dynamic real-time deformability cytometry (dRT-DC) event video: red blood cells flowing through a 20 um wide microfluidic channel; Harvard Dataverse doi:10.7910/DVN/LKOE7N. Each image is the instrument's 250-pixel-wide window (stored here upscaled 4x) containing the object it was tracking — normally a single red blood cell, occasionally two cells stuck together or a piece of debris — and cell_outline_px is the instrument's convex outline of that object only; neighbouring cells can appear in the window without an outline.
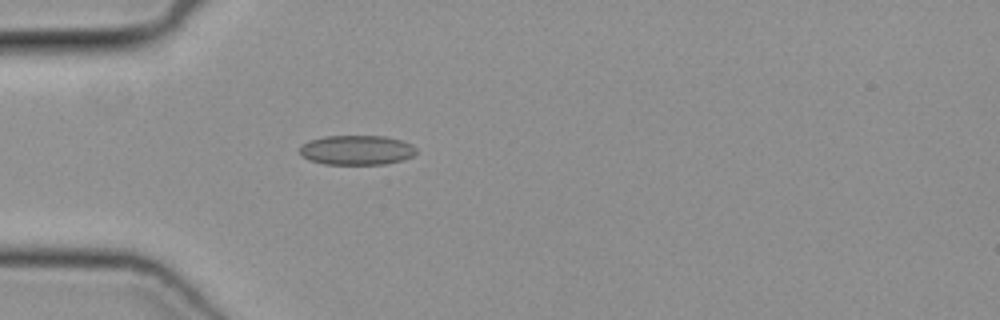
{"species": "common noctule bat (a hibernating species)", "species_latin": "Nyctalus noctula", "temperature_condition": "cold", "stored_images_in_passage": 39, "camera_frame_rate_fps": 3000, "um_per_image_px": 0.085, "animal": {"sex": "female", "body_mass_g": 19.3, "forearm_length_mm": 54.1}, "frame": {"image": 1, "passage_image": 7, "time_ms": 2.0, "image_size_px": [1000, 320], "cell_outline_px": [[416, 152], [412, 156], [404, 160], [384, 164], [324, 164], [308, 160], [300, 152], [300, 148], [308, 140], [324, 136], [384, 136], [400, 140], [412, 144], [416, 148]], "centroid_in_image_um": [30.33, 12.75], "position_along_channel_um": 54.7, "area_um2": 20.11}}
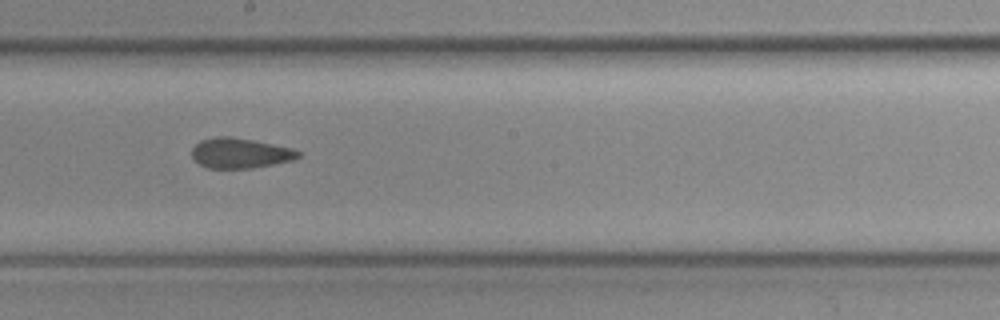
{"frame": {"image": 2, "passage_image": 20, "time_ms": 6.333, "image_size_px": [1000, 320], "cell_outline_px": [[300, 156], [292, 160], [252, 168], [208, 168], [200, 164], [192, 156], [192, 148], [200, 140], [216, 136], [232, 136], [292, 148], [300, 152]], "centroid_in_image_um": [20.39, 13.0], "position_along_channel_um": 227.8, "area_um2": 18.55}}
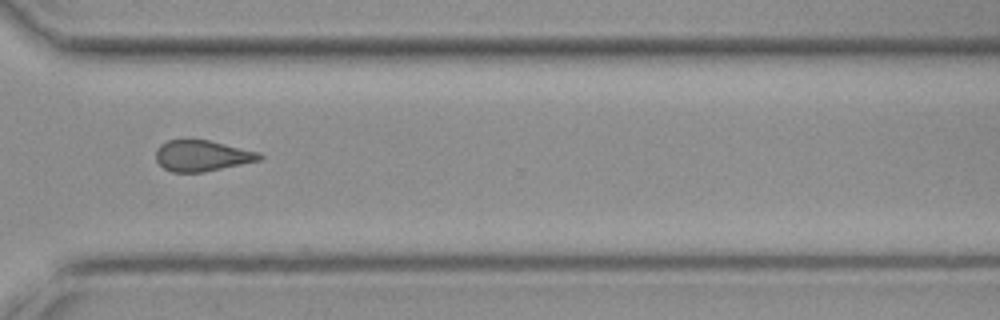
{"frame": {"image": 3, "passage_image": 29, "time_ms": 9.333, "image_size_px": [1000, 320], "cell_outline_px": [[264, 156], [260, 160], [204, 172], [172, 172], [164, 168], [156, 160], [156, 148], [160, 144], [168, 140], [208, 140], [260, 152]], "centroid_in_image_um": [17.17, 13.24], "position_along_channel_um": 353.4, "area_um2": 18.61}}